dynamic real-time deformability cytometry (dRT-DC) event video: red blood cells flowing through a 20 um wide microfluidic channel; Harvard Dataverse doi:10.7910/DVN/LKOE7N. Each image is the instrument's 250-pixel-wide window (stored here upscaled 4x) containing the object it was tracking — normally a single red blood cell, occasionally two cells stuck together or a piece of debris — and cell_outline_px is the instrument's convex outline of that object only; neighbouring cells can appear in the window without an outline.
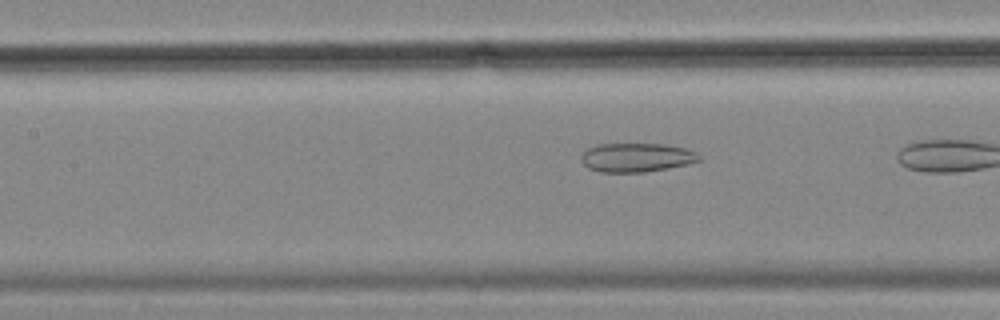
{"species": "common noctule bat (a hibernating species)", "species_latin": "Nyctalus noctula", "temperature_condition": "cold", "stored_images_in_passage": 24, "camera_frame_rate_fps": 3000, "um_per_image_px": 0.085, "animal": {"sex": "female", "body_mass_g": 18.4}, "frame": {"image": 1, "passage_image": 21, "time_ms": 6.667, "image_size_px": [1000, 320], "cell_outline_px": [[700, 160], [688, 164], [668, 168], [644, 172], [600, 172], [588, 168], [580, 160], [580, 156], [588, 148], [596, 144], [668, 144], [684, 148], [696, 152], [700, 156]], "centroid_in_image_um": [54.09, 13.38], "position_along_channel_um": 153.3, "area_um2": 19.94}}